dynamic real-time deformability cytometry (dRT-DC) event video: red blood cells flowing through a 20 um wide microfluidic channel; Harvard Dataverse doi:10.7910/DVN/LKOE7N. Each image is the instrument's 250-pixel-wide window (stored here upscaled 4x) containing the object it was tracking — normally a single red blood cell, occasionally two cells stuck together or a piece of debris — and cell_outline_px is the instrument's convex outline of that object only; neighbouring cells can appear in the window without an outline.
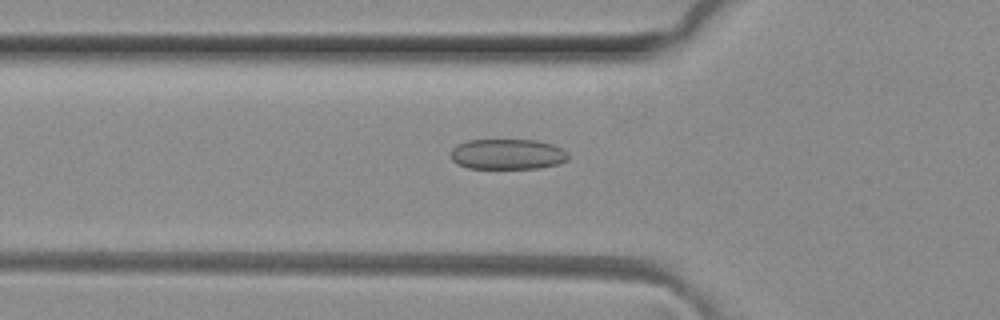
{"species": "common noctule bat (a hibernating species)", "species_latin": "Nyctalus noctula", "temperature_condition": "room temperature", "stored_images_in_passage": 48, "segment_of_instrument_passage": [1, 2], "camera_frame_rate_fps": 3000, "um_per_image_px": 0.085, "animal": {"sex": "female", "body_mass_g": 29.2, "forearm_length_mm": 56.3}, "frame": {"image": 1, "passage_image": 14, "time_ms": 4.333, "image_size_px": [1000, 320], "cell_outline_px": [[568, 160], [560, 164], [540, 168], [468, 168], [456, 164], [452, 160], [452, 148], [468, 140], [536, 140], [552, 144], [568, 152]], "centroid_in_image_um": [43.17, 13.11], "position_along_channel_um": 82.6, "area_um2": 20.87}}
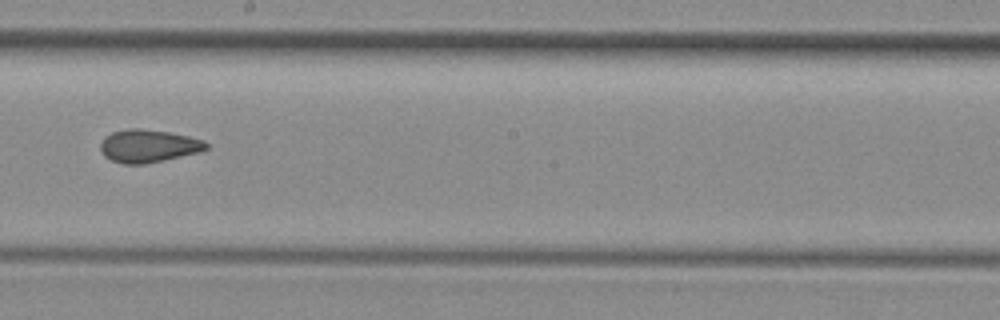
{"frame": {"image": 2, "passage_image": 25, "time_ms": 8.0, "image_size_px": [1000, 320], "cell_outline_px": [[208, 148], [200, 152], [164, 160], [144, 164], [124, 164], [112, 160], [104, 156], [100, 148], [100, 144], [112, 132], [128, 128], [140, 128], [168, 132], [188, 136], [204, 140], [208, 144]], "centroid_in_image_um": [12.63, 12.41], "position_along_channel_um": 235.6, "area_um2": 20.11}}
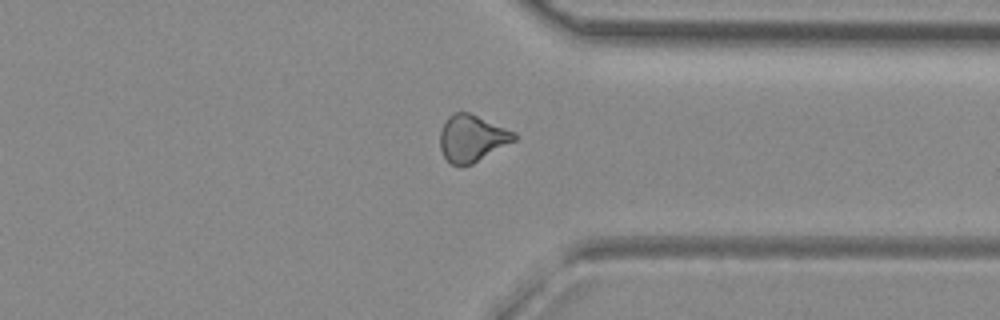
{"frame": {"image": 3, "passage_image": 35, "time_ms": 11.333, "image_size_px": [1000, 320], "cell_outline_px": [[516, 140], [472, 164], [448, 164], [440, 148], [440, 132], [444, 120], [448, 116], [456, 112], [468, 112], [516, 132]], "centroid_in_image_um": [40.1, 11.74], "position_along_channel_um": 371.3, "area_um2": 20.11}}